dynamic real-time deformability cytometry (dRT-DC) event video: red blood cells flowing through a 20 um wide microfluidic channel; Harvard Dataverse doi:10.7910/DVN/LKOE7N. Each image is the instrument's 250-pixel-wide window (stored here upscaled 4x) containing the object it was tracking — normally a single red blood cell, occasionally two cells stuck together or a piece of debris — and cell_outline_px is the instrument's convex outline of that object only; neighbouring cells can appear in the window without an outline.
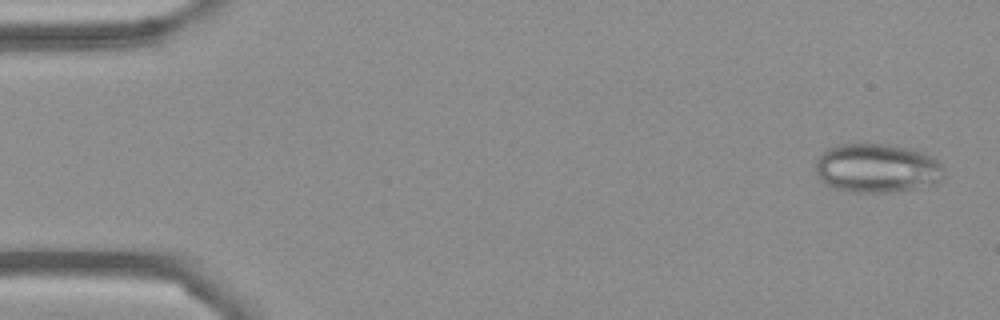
{"species": "Egyptian fruit bat (a non-hibernating species)", "species_latin": "Rousettus aegyptiacus", "temperature_condition": "cold", "stored_images_in_passage": 53, "camera_frame_rate_fps": 3000, "um_per_image_px": 0.085, "frame": {"image": 1, "passage_image": 1, "time_ms": 0.0, "image_size_px": [1000, 320], "cell_outline_px": [[944, 180], [936, 184], [916, 188], [888, 192], [848, 192], [832, 188], [820, 180], [816, 172], [816, 156], [828, 148], [836, 144], [892, 144], [916, 148], [932, 156], [944, 168]], "centroid_in_image_um": [74.56, 14.28], "position_along_channel_um": 10.4, "area_um2": 37.51}}
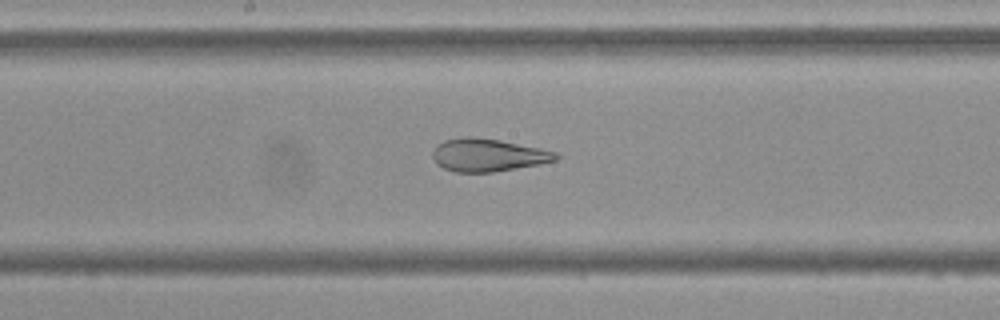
{"frame": {"image": 2, "passage_image": 27, "time_ms": 8.667, "image_size_px": [1000, 320], "cell_outline_px": [[560, 156], [556, 160], [540, 164], [492, 172], [456, 172], [444, 168], [436, 164], [432, 156], [432, 152], [436, 144], [444, 140], [464, 136], [472, 136], [500, 140], [540, 148], [556, 152]], "centroid_in_image_um": [41.44, 13.17], "position_along_channel_um": 206.8, "area_um2": 23.64}}
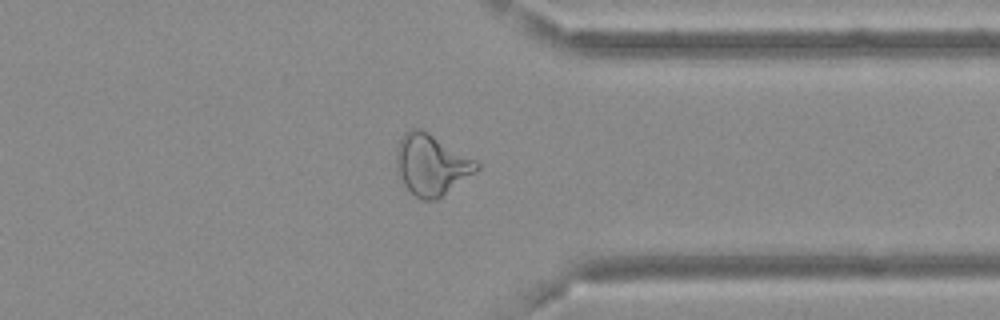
{"frame": {"image": 3, "passage_image": 41, "time_ms": 13.333, "image_size_px": [1000, 320], "cell_outline_px": [[480, 168], [476, 172], [436, 200], [424, 200], [416, 196], [404, 184], [396, 172], [396, 148], [404, 132], [412, 128], [420, 128], [428, 132], [476, 160], [480, 164]], "centroid_in_image_um": [36.66, 13.99], "position_along_channel_um": 374.7, "area_um2": 28.38}, "authors_computed_cell_mechanics": {"area_um2": 29.2468, "velocity_mm_per_s": 3.6885, "shape_relaxation_time_tau1_ms": null, "shape_relaxation_time_tau2_ms": 1.4573, "deformation_change_tau1": null, "deformation_change_tau2": 0.1006}}